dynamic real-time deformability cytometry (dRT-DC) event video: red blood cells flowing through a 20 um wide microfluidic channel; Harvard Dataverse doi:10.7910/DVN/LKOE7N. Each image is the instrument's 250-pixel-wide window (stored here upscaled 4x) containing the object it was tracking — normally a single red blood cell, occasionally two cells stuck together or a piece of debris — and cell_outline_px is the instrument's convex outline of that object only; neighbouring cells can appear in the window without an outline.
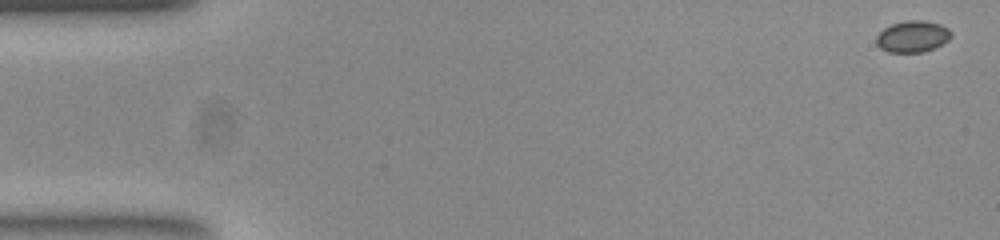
{"species": "common noctule bat (a hibernating species)", "species_latin": "Nyctalus noctula", "temperature_condition": "room temperature", "stored_images_in_passage": 14, "camera_frame_rate_fps": 3000, "um_per_image_px": 0.085, "animal": {"sex": "female", "body_mass_g": 23.0, "forearm_length_mm": 53.4}, "frame": {"image": 1, "passage_image": 1, "time_ms": 0.0, "image_size_px": [1000, 240], "cell_outline_px": [[952, 36], [948, 40], [924, 52], [888, 52], [880, 48], [876, 44], [876, 36], [884, 28], [892, 24], [904, 20], [924, 20], [940, 24], [948, 28], [952, 32]], "centroid_in_image_um": [77.56, 3.09], "position_along_channel_um": 7.4, "area_um2": 13.76}}
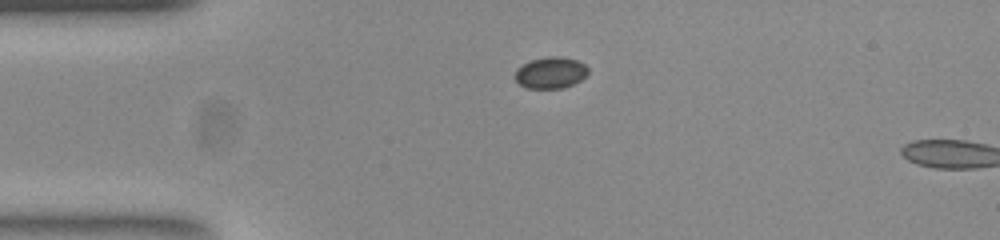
{"frame": {"image": 2, "passage_image": 12, "time_ms": 3.667, "image_size_px": [1000, 240], "cell_outline_px": [[588, 72], [580, 80], [564, 88], [528, 88], [520, 84], [516, 80], [516, 68], [532, 60], [548, 56], [560, 56], [576, 60], [584, 64], [588, 68]], "centroid_in_image_um": [46.81, 6.17], "position_along_channel_um": 38.2, "area_um2": 13.18}}